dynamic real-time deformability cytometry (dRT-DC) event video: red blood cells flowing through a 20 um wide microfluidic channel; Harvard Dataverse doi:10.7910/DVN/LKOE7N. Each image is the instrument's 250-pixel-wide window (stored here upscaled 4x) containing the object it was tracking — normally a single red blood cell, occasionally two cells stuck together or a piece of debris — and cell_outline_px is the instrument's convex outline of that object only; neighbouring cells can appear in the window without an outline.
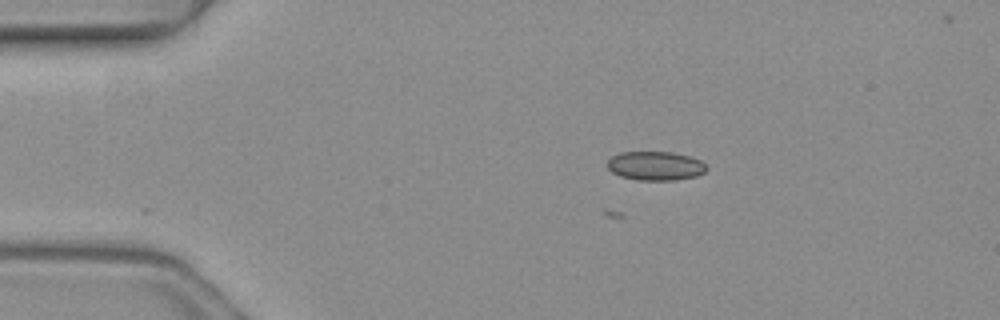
{"species": "common noctule bat (a hibernating species)", "species_latin": "Nyctalus noctula", "temperature_condition": "warm", "stored_images_in_passage": 2, "camera_frame_rate_fps": 3000, "um_per_image_px": 0.085, "animal": {"sex": "female", "body_mass_g": 19.3, "forearm_length_mm": 54.1}, "frame": {"image": 1, "passage_image": 2, "time_ms": 0.333, "image_size_px": [1000, 320], "cell_outline_px": [[708, 168], [704, 172], [696, 176], [676, 180], [636, 180], [620, 176], [612, 172], [608, 168], [608, 160], [612, 156], [620, 152], [672, 152], [688, 156], [700, 160]], "centroid_in_image_um": [55.7, 14.1], "position_along_channel_um": 29.3, "area_um2": 16.7}}